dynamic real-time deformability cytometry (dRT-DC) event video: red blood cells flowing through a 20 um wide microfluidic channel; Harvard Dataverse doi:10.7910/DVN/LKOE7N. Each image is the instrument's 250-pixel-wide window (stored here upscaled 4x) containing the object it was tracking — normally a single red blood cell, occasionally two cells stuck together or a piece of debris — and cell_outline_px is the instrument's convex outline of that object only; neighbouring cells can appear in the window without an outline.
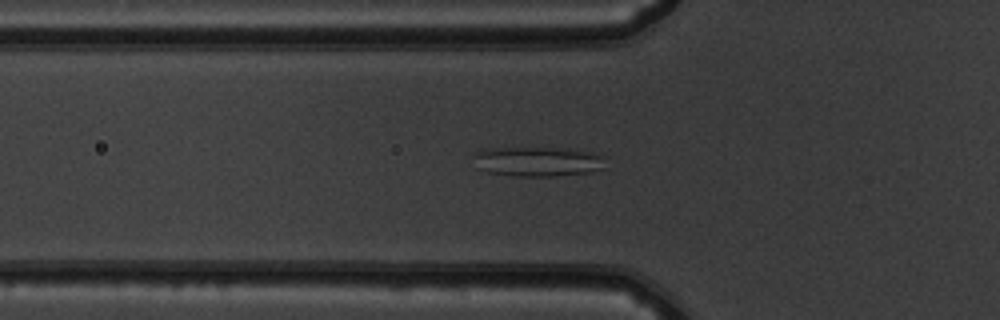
{"species": "common noctule bat (a hibernating species)", "species_latin": "Nyctalus noctula", "temperature_condition": "warm", "stored_images_in_passage": 38, "camera_frame_rate_fps": 3000, "um_per_image_px": 0.085, "animal": {"sex": "male", "body_mass_g": 19.5, "forearm_length_mm": 54.6}, "frame": {"image": 1, "passage_image": 4, "time_ms": 1.0, "image_size_px": [1000, 320], "cell_outline_px": [[604, 168], [588, 172], [556, 176], [512, 176], [488, 172], [476, 168], [476, 152], [492, 148], [552, 148], [592, 152], [604, 156]], "centroid_in_image_um": [45.71, 13.74], "position_along_channel_um": 80.1, "area_um2": 22.54}}
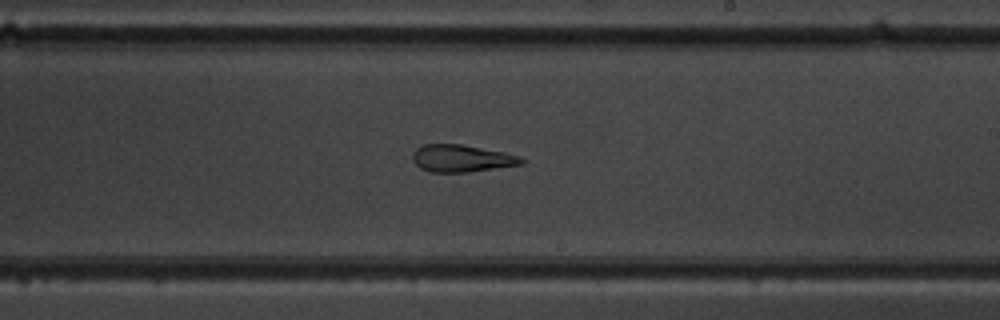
{"frame": {"image": 2, "passage_image": 17, "time_ms": 5.333, "image_size_px": [1000, 320], "cell_outline_px": [[524, 164], [468, 172], [432, 172], [420, 168], [412, 160], [412, 152], [416, 148], [424, 144], [464, 144], [504, 152], [520, 156], [524, 160]], "centroid_in_image_um": [39.23, 13.45], "position_along_channel_um": 249.8, "area_um2": 17.4}}
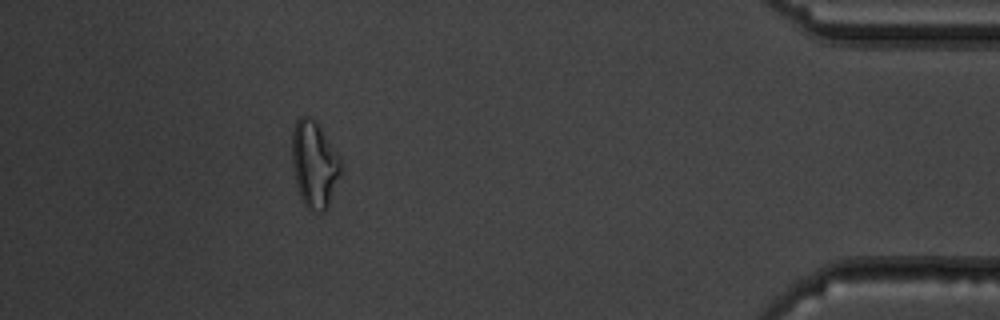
{"frame": {"image": 3, "passage_image": 33, "time_ms": 10.667, "image_size_px": [1000, 320], "cell_outline_px": [[344, 164], [340, 176], [328, 204], [324, 212], [316, 212], [308, 208], [304, 204], [300, 196], [296, 184], [292, 164], [292, 128], [296, 120], [300, 116], [312, 116], [320, 124], [340, 156]], "centroid_in_image_um": [26.73, 13.9], "position_along_channel_um": 408.5, "area_um2": 25.2}, "authors_computed_cell_mechanics": {"area_um2": 18.9006, "velocity_mm_per_s": 3.9077, "shape_relaxation_time_tau1_ms": null, "shape_relaxation_time_tau2_ms": 3.8386, "deformation_change_tau1": null, "deformation_change_tau2": 0.1288}}